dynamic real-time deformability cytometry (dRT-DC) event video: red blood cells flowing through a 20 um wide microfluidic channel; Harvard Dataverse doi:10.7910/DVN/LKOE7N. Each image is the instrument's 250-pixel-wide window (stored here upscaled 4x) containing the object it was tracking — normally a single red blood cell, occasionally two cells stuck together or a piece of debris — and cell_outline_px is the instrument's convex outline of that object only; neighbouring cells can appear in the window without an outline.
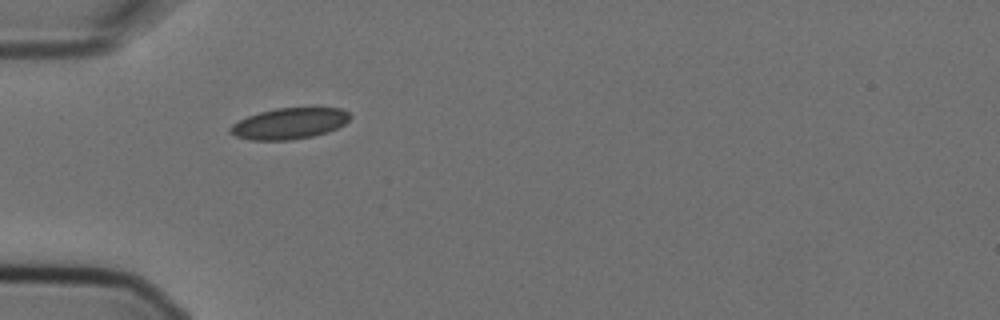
{"species": "Egyptian fruit bat (a non-hibernating species)", "species_latin": "Rousettus aegyptiacus", "temperature_condition": "cold", "stored_images_in_passage": 2, "camera_frame_rate_fps": 3000, "um_per_image_px": 0.085, "animal": {"sex": "female"}, "frame": {"image": 1, "passage_image": 1, "time_ms": 0.0, "image_size_px": [1000, 320], "cell_outline_px": [[352, 116], [344, 124], [328, 132], [312, 136], [292, 140], [252, 140], [236, 136], [228, 132], [228, 128], [232, 124], [248, 116], [260, 112], [276, 108], [340, 108], [348, 112]], "centroid_in_image_um": [24.58, 10.5], "position_along_channel_um": 60.4, "area_um2": 21.62}}
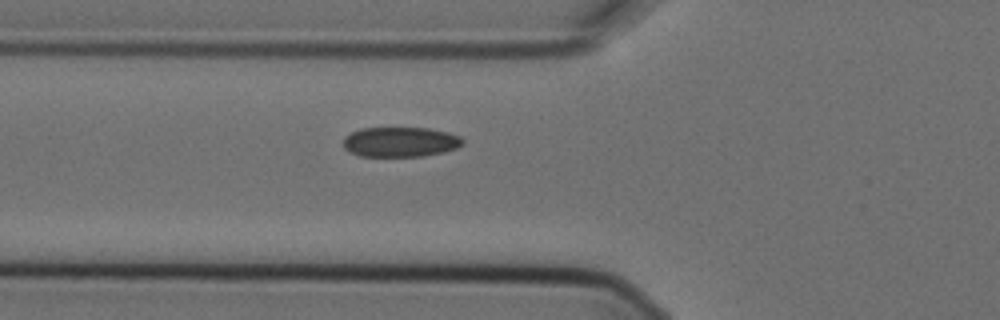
{"frame": {"image": 2, "passage_image": 2, "time_ms": 0.333, "image_size_px": [1000, 320], "cell_outline_px": [[464, 144], [456, 148], [444, 152], [424, 156], [360, 156], [348, 152], [344, 148], [344, 136], [360, 128], [428, 128], [448, 132], [460, 136], [464, 140]], "centroid_in_image_um": [34.03, 12.06], "position_along_channel_um": 91.8, "area_um2": 20.98}}